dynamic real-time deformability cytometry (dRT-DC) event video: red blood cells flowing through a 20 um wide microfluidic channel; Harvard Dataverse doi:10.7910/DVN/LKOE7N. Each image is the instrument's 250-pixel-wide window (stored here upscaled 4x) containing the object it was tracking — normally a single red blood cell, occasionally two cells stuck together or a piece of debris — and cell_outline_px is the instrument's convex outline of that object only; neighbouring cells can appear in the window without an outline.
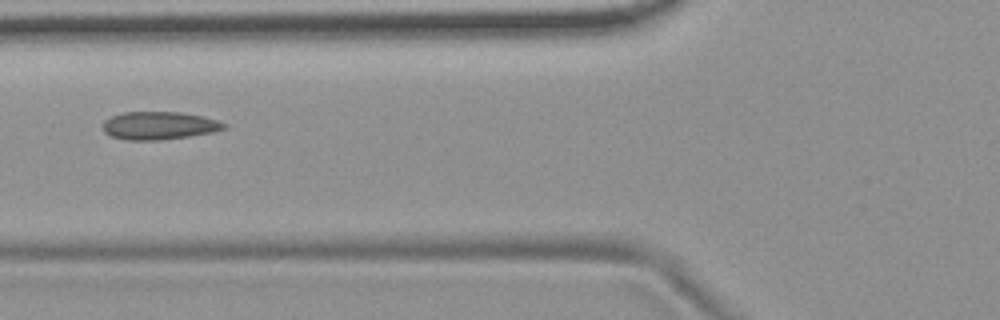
{"species": "common noctule bat (a hibernating species)", "species_latin": "Nyctalus noctula", "temperature_condition": "room temperature", "stored_images_in_passage": 6, "camera_frame_rate_fps": 3000, "um_per_image_px": 0.085, "animal": {"sex": "female", "body_mass_g": 19.9}, "frame": {"image": 1, "passage_image": 6, "time_ms": 5.667, "image_size_px": [1000, 320], "cell_outline_px": [[228, 128], [212, 132], [188, 136], [160, 140], [128, 140], [112, 136], [104, 132], [104, 120], [112, 116], [124, 112], [180, 112], [200, 116], [216, 120], [228, 124]], "centroid_in_image_um": [13.54, 10.67], "position_along_channel_um": 112.3, "area_um2": 19.54}}